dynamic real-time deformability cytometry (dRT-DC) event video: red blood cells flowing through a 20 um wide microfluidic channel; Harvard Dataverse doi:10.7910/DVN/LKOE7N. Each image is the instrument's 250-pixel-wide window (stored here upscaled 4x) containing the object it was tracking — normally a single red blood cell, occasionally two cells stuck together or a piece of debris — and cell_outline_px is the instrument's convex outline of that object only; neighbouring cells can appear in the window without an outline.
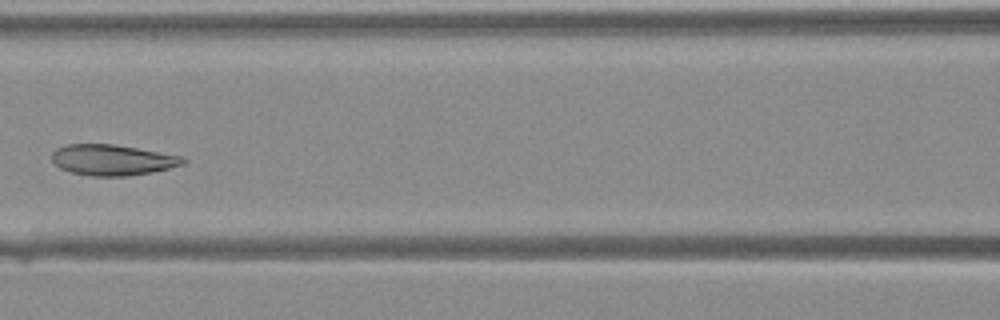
{"species": "Egyptian fruit bat (a non-hibernating species)", "species_latin": "Rousettus aegyptiacus", "temperature_condition": "warm", "stored_images_in_passage": 39, "camera_frame_rate_fps": 3000, "um_per_image_px": 0.085, "animal": {"sex": "female"}, "frame": {"image": 1, "passage_image": 17, "time_ms": 5.333, "image_size_px": [1000, 320], "cell_outline_px": [[188, 160], [184, 164], [152, 172], [128, 176], [92, 176], [72, 172], [60, 168], [52, 160], [52, 152], [56, 148], [68, 144], [112, 144], [184, 156]], "centroid_in_image_um": [9.57, 13.59], "position_along_channel_um": 157.0, "area_um2": 23.47}}
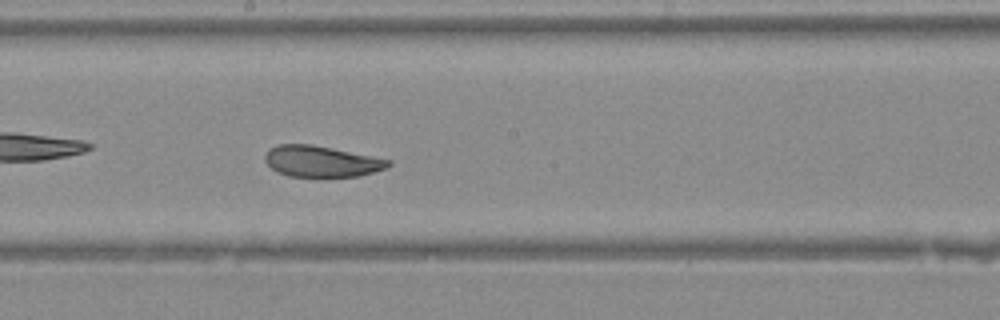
{"frame": {"image": 2, "passage_image": 21, "time_ms": 6.667, "image_size_px": [1000, 320], "cell_outline_px": [[392, 164], [388, 168], [356, 176], [320, 180], [288, 176], [276, 172], [264, 160], [264, 156], [268, 148], [280, 144], [312, 144], [392, 160]], "centroid_in_image_um": [27.3, 13.76], "position_along_channel_um": 220.9, "area_um2": 23.29}}
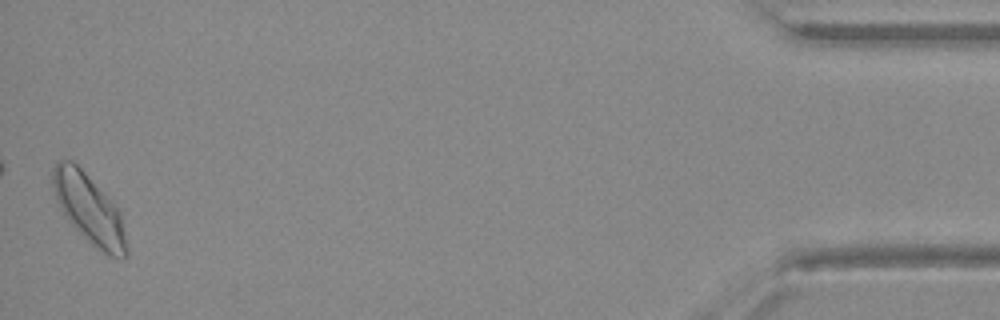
{"frame": {"image": 3, "passage_image": 39, "time_ms": 12.667, "image_size_px": [1000, 320], "cell_outline_px": [[128, 256], [124, 260], [120, 260], [108, 256], [96, 248], [64, 216], [56, 196], [52, 184], [52, 172], [56, 160], [72, 160], [84, 172], [120, 212], [128, 252]], "centroid_in_image_um": [7.58, 17.81], "position_along_channel_um": 427.6, "area_um2": 29.19}}